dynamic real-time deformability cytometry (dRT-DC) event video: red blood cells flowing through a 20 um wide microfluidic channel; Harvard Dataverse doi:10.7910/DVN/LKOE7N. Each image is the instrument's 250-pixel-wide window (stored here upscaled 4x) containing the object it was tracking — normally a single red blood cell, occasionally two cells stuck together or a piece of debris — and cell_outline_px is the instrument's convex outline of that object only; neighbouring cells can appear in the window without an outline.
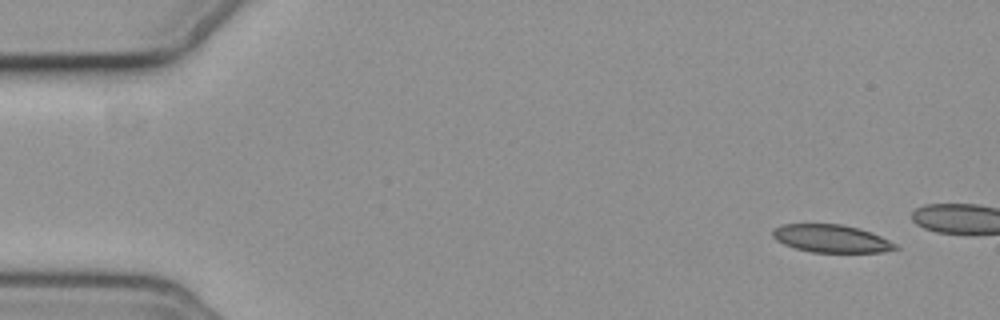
{"species": "common noctule bat (a hibernating species)", "species_latin": "Nyctalus noctula", "temperature_condition": "cold", "stored_images_in_passage": 5, "camera_frame_rate_fps": 3000, "um_per_image_px": 0.085, "animal": {"sex": "female", "body_mass_g": 19.3, "forearm_length_mm": 54.1}, "frame": {"image": 1, "passage_image": 1, "time_ms": 0.0, "image_size_px": [1000, 320], "cell_outline_px": [[900, 248], [884, 252], [812, 252], [796, 248], [784, 244], [776, 240], [772, 236], [772, 228], [784, 224], [840, 224], [860, 228], [872, 232], [896, 244]], "centroid_in_image_um": [70.66, 20.27], "position_along_channel_um": 14.3, "area_um2": 19.88}}